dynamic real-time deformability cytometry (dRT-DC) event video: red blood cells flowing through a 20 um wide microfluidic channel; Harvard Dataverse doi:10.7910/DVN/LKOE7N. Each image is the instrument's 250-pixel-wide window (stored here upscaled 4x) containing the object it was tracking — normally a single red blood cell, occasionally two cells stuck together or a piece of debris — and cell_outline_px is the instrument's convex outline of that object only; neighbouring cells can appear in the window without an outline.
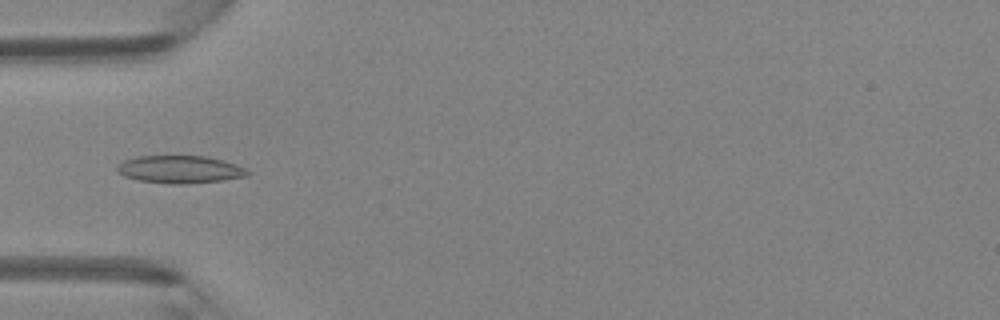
{"species": "Egyptian fruit bat (a non-hibernating species)", "species_latin": "Rousettus aegyptiacus", "temperature_condition": "room temperature", "stored_images_in_passage": 46, "camera_frame_rate_fps": 3000, "um_per_image_px": 0.085, "animal": {"sex": "female"}, "frame": {"image": 1, "passage_image": 15, "time_ms": 4.667, "image_size_px": [1000, 320], "cell_outline_px": [[252, 172], [248, 176], [220, 180], [184, 184], [168, 184], [140, 180], [124, 176], [116, 172], [116, 168], [124, 160], [136, 156], [208, 156], [224, 160], [236, 164]], "centroid_in_image_um": [15.3, 14.39], "position_along_channel_um": 69.7, "area_um2": 21.04}}
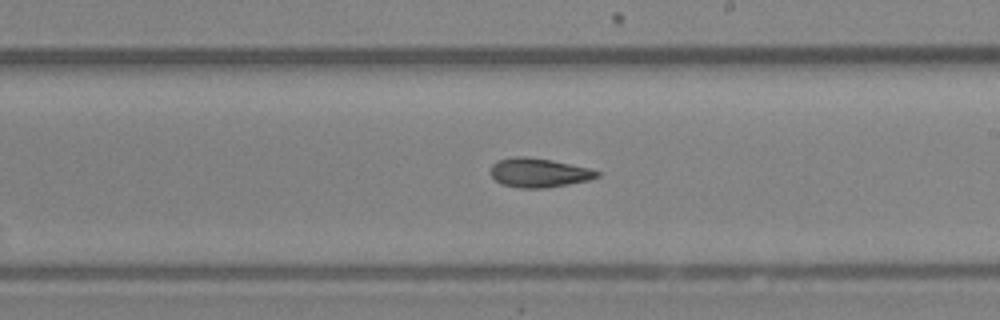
{"frame": {"image": 2, "passage_image": 27, "time_ms": 8.667, "image_size_px": [1000, 320], "cell_outline_px": [[600, 176], [588, 180], [568, 184], [544, 188], [520, 188], [500, 184], [492, 176], [492, 164], [496, 160], [516, 156], [524, 156], [552, 160], [588, 168], [600, 172]], "centroid_in_image_um": [45.78, 14.68], "position_along_channel_um": 243.2, "area_um2": 17.98}}
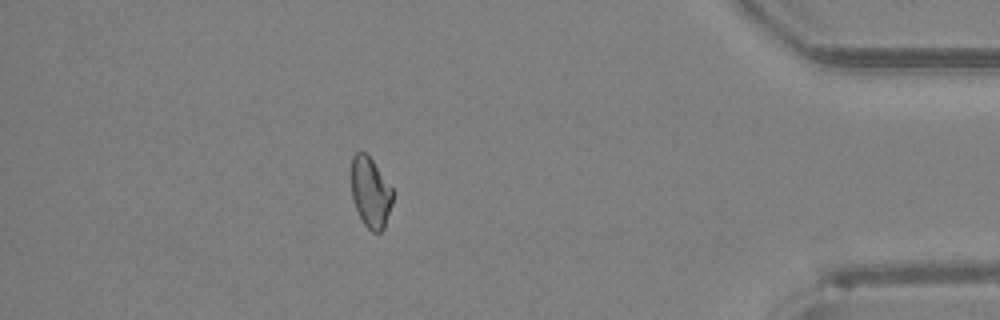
{"frame": {"image": 3, "passage_image": 41, "time_ms": 13.333, "image_size_px": [1000, 320], "cell_outline_px": [[392, 204], [384, 228], [380, 232], [372, 232], [364, 224], [356, 208], [352, 196], [352, 156], [356, 152], [364, 152], [372, 160], [392, 188]], "centroid_in_image_um": [31.49, 16.36], "position_along_channel_um": 403.7, "area_um2": 16.65}, "authors_computed_cell_mechanics": {"area_um2": 18.2937, "velocity_mm_per_s": 4.3433, "shape_relaxation_time_tau1_ms": 2.342, "shape_relaxation_time_tau2_ms": 1.7076, "deformation_change_tau1": 0.101, "deformation_change_tau2": 0.0858}}